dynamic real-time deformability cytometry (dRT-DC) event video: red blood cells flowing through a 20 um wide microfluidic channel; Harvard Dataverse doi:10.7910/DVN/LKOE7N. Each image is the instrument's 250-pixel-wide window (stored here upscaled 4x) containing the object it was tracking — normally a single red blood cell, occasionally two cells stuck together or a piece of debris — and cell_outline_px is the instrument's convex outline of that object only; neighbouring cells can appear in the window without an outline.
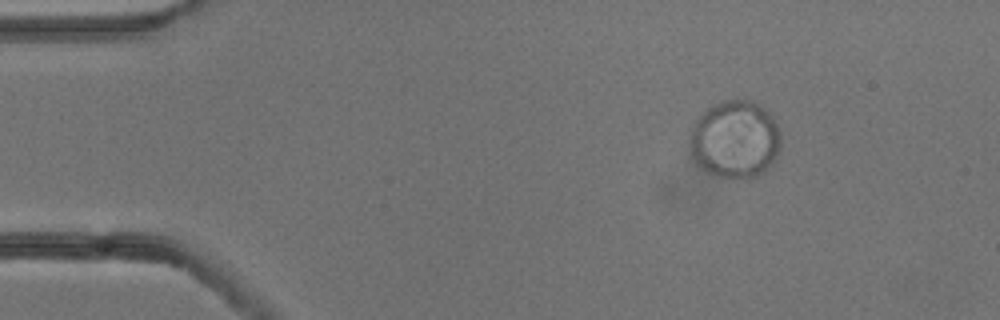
{"species": "common noctule bat (a hibernating species)", "species_latin": "Nyctalus noctula", "temperature_condition": "cold", "stored_images_in_passage": 4, "camera_frame_rate_fps": 3000, "um_per_image_px": 0.085, "animal": {"sex": "male", "body_mass_g": 13.3}, "frame": {"image": 1, "passage_image": 2, "time_ms": 0.333, "image_size_px": [1000, 320], "cell_outline_px": [[780, 152], [772, 164], [764, 172], [748, 180], [720, 176], [696, 164], [688, 148], [688, 136], [692, 124], [708, 108], [724, 100], [752, 100], [760, 104], [772, 116], [780, 132]], "centroid_in_image_um": [62.48, 11.86], "position_along_channel_um": 22.5, "area_um2": 41.67}}